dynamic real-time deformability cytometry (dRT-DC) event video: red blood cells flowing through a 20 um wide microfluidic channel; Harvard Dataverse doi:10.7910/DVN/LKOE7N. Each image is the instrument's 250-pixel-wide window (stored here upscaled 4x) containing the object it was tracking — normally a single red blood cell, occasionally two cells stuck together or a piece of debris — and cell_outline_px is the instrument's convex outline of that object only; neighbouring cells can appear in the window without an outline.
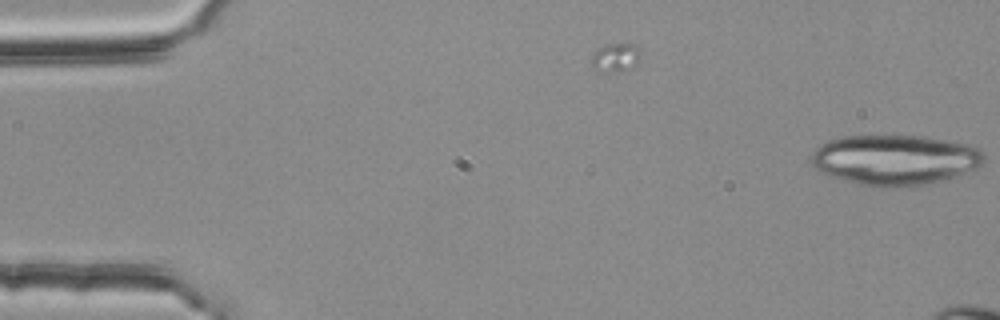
{"species": "common noctule bat (a hibernating species)", "species_latin": "Nyctalus noctula", "temperature_condition": "room temperature", "stored_images_in_passage": 5, "camera_frame_rate_fps": 3000, "um_per_image_px": 0.085, "animal": {"sex": "female", "body_mass_g": 25.1}, "frame": {"image": 1, "passage_image": 5, "time_ms": 1.333, "image_size_px": [1000, 320], "cell_outline_px": [[984, 160], [980, 164], [964, 172], [940, 180], [924, 184], [888, 188], [872, 188], [828, 176], [820, 172], [812, 164], [812, 152], [820, 144], [828, 140], [844, 136], [920, 136], [968, 144], [976, 148], [984, 156]], "centroid_in_image_um": [75.96, 13.59], "position_along_channel_um": 9.0, "area_um2": 50.23}}